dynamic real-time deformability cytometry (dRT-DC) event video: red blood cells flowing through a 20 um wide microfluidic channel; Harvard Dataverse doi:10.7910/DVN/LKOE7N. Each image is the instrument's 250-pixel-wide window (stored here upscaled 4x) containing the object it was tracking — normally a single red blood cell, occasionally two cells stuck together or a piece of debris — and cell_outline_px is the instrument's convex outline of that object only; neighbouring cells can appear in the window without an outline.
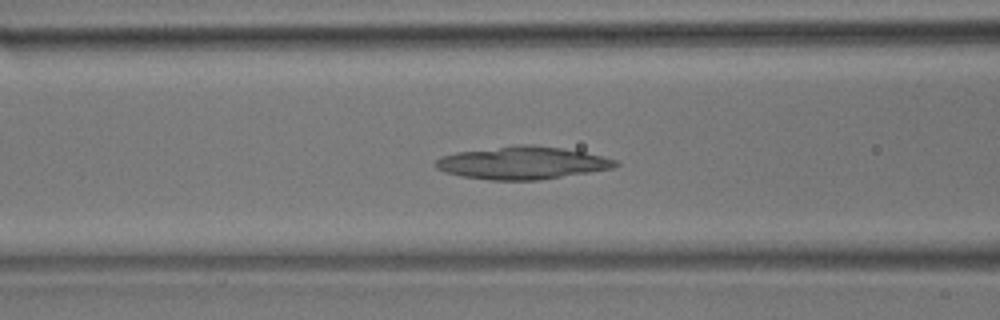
{"species": "common noctule bat (a hibernating species)", "species_latin": "Nyctalus noctula", "temperature_condition": "room temperature", "stored_images_in_passage": 37, "camera_frame_rate_fps": 3000, "um_per_image_px": 0.085, "animal": {"sex": "male", "body_mass_g": 17.9}, "frame": {"image": 1, "passage_image": 18, "time_ms": 5.667, "image_size_px": [1000, 320], "cell_outline_px": [[620, 164], [612, 168], [540, 180], [488, 180], [460, 176], [444, 172], [436, 168], [432, 164], [440, 156], [456, 152], [516, 144], [532, 144], [564, 148], [584, 152], [616, 160]], "centroid_in_image_um": [44.32, 13.84], "position_along_channel_um": 122.3, "area_um2": 34.45}}
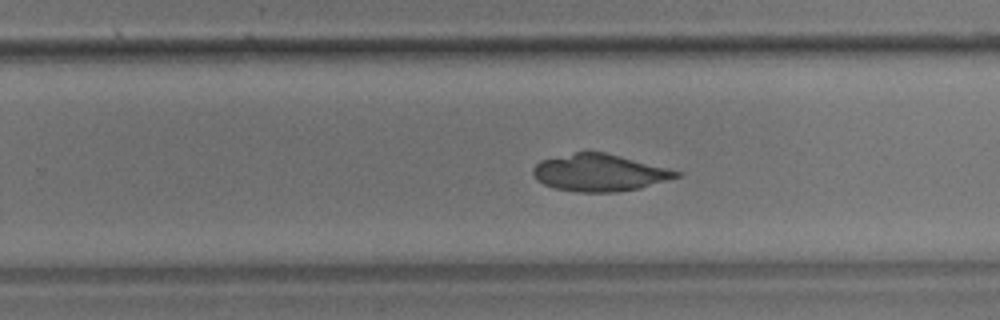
{"frame": {"image": 2, "passage_image": 29, "time_ms": 9.333, "image_size_px": [1000, 320], "cell_outline_px": [[680, 176], [640, 188], [616, 192], [576, 192], [552, 188], [536, 180], [532, 172], [532, 168], [540, 160], [576, 152], [604, 152], [668, 168], [680, 172]], "centroid_in_image_um": [50.9, 14.69], "position_along_channel_um": 278.9, "area_um2": 30.81}}
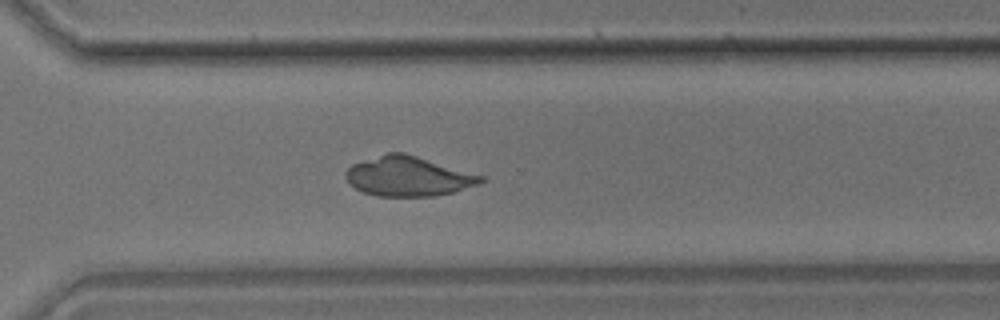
{"frame": {"image": 3, "passage_image": 33, "time_ms": 10.667, "image_size_px": [1000, 320], "cell_outline_px": [[488, 180], [480, 184], [452, 192], [432, 196], [376, 196], [364, 192], [348, 184], [344, 176], [344, 172], [352, 164], [388, 152], [404, 152], [484, 176]], "centroid_in_image_um": [34.69, 14.98], "position_along_channel_um": 335.9, "area_um2": 31.33}}